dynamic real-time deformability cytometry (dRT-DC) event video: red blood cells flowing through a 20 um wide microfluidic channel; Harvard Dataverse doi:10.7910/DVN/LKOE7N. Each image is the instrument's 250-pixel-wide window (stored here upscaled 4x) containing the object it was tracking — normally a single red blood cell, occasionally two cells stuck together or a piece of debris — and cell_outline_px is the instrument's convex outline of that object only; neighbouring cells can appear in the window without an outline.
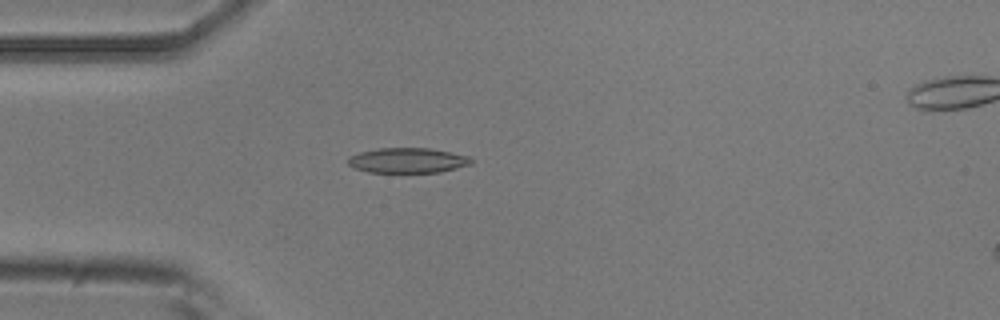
{"species": "common noctule bat (a hibernating species)", "species_latin": "Nyctalus noctula", "temperature_condition": "room temperature", "stored_images_in_passage": 2, "camera_frame_rate_fps": 3000, "um_per_image_px": 0.085, "animal": {"sex": "male", "body_mass_g": 20.5, "forearm_length_mm": 52.5}, "frame": {"image": 1, "passage_image": 1, "time_ms": 0.0, "image_size_px": [1000, 320], "cell_outline_px": [[472, 164], [440, 172], [368, 172], [352, 168], [348, 164], [348, 156], [360, 152], [376, 148], [428, 148], [452, 152], [468, 156], [472, 160]], "centroid_in_image_um": [34.62, 13.63], "position_along_channel_um": 50.4, "area_um2": 18.09}}